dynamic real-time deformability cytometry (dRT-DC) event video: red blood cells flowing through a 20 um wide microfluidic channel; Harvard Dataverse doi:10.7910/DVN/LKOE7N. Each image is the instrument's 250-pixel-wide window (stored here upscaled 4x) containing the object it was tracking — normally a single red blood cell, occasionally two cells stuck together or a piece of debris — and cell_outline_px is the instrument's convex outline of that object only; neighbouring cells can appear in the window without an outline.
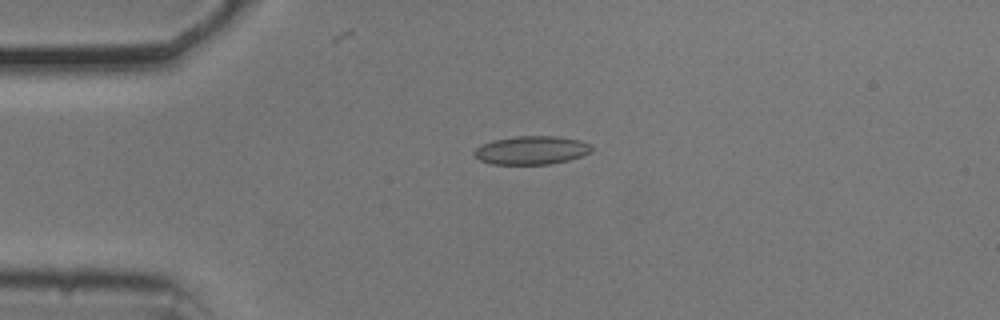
{"species": "common noctule bat (a hibernating species)", "species_latin": "Nyctalus noctula", "temperature_condition": "cold", "stored_images_in_passage": 42, "camera_frame_rate_fps": 3000, "um_per_image_px": 0.085, "animal": {"sex": "male", "body_mass_g": 20.5, "forearm_length_mm": 52.5}, "frame": {"image": 1, "passage_image": 1, "time_ms": 0.0, "image_size_px": [1000, 320], "cell_outline_px": [[592, 152], [568, 160], [548, 164], [492, 164], [480, 160], [472, 152], [476, 148], [492, 140], [520, 136], [556, 136], [580, 140], [592, 144]], "centroid_in_image_um": [45.2, 12.76], "position_along_channel_um": 39.8, "area_um2": 19.36}}
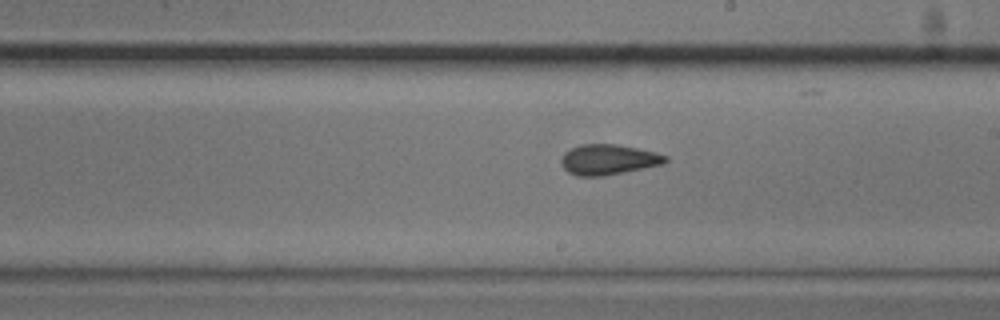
{"frame": {"image": 2, "passage_image": 19, "time_ms": 6.0, "image_size_px": [1000, 320], "cell_outline_px": [[668, 160], [664, 164], [604, 176], [576, 176], [568, 172], [564, 168], [560, 160], [564, 152], [580, 144], [620, 144], [656, 152], [668, 156]], "centroid_in_image_um": [51.72, 13.56], "position_along_channel_um": 237.3, "area_um2": 18.61}}
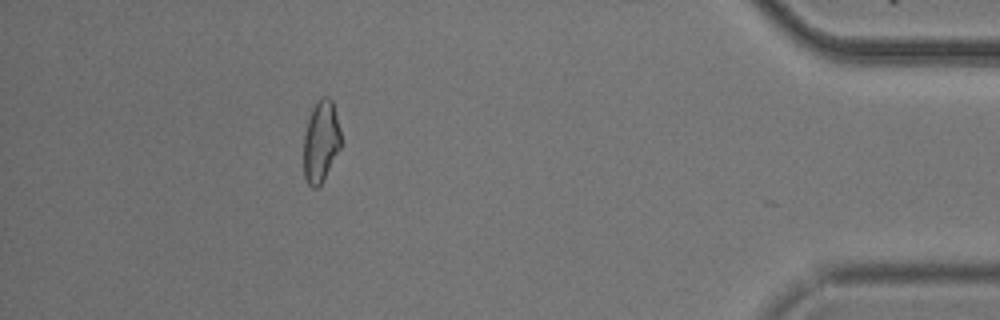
{"frame": {"image": 3, "passage_image": 37, "time_ms": 12.0, "image_size_px": [1000, 320], "cell_outline_px": [[340, 148], [324, 180], [316, 188], [312, 188], [308, 184], [304, 176], [304, 132], [312, 108], [324, 96], [328, 96], [332, 100], [340, 132]], "centroid_in_image_um": [27.26, 12.06], "position_along_channel_um": 407.9, "area_um2": 17.51}, "authors_computed_cell_mechanics": {"area_um2": 18.4671, "velocity_mm_per_s": 3.713, "shape_relaxation_time_tau1_ms": null, "shape_relaxation_time_tau2_ms": 1.9153, "deformation_change_tau1": null, "deformation_change_tau2": 0.0834}}